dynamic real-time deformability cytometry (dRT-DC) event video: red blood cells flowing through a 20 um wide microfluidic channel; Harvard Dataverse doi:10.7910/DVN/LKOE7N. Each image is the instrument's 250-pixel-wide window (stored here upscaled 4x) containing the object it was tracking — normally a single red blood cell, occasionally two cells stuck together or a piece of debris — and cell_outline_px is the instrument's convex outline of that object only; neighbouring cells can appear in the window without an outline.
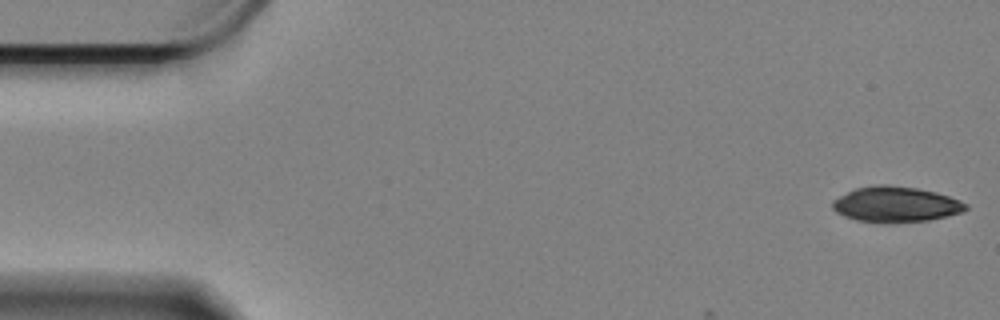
{"species": "Egyptian fruit bat (a non-hibernating species)", "species_latin": "Rousettus aegyptiacus", "temperature_condition": "cold", "stored_images_in_passage": 5, "camera_frame_rate_fps": 3000, "um_per_image_px": 0.085, "animal": {"sex": "female"}, "frame": {"image": 1, "passage_image": 1, "time_ms": 0.0, "image_size_px": [1000, 320], "cell_outline_px": [[968, 208], [964, 212], [928, 220], [856, 220], [844, 216], [836, 212], [832, 208], [832, 200], [856, 188], [876, 184], [888, 184], [916, 188], [936, 192], [960, 200], [968, 204]], "centroid_in_image_um": [76.16, 17.32], "position_along_channel_um": 8.8, "area_um2": 26.82}}